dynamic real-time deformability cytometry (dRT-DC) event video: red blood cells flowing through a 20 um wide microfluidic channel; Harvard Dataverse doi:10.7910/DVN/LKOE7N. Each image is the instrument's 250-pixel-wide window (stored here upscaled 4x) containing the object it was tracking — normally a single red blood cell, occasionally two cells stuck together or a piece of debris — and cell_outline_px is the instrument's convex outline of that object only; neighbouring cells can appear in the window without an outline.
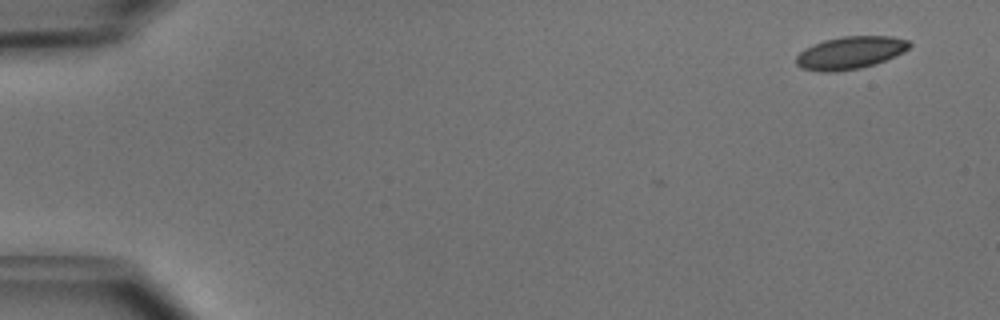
{"species": "common noctule bat (a hibernating species)", "species_latin": "Nyctalus noctula", "temperature_condition": "cold", "stored_images_in_passage": 2, "camera_frame_rate_fps": 3000, "um_per_image_px": 0.085, "animal": {"sex": "male", "body_mass_g": 15.6}, "frame": {"image": 1, "passage_image": 2, "time_ms": 0.333, "image_size_px": [1000, 320], "cell_outline_px": [[912, 44], [904, 52], [876, 64], [860, 68], [832, 72], [820, 72], [800, 68], [796, 64], [796, 56], [804, 48], [812, 44], [824, 40], [844, 36], [892, 36], [908, 40]], "centroid_in_image_um": [72.25, 4.48], "position_along_channel_um": 12.7, "area_um2": 21.68}}